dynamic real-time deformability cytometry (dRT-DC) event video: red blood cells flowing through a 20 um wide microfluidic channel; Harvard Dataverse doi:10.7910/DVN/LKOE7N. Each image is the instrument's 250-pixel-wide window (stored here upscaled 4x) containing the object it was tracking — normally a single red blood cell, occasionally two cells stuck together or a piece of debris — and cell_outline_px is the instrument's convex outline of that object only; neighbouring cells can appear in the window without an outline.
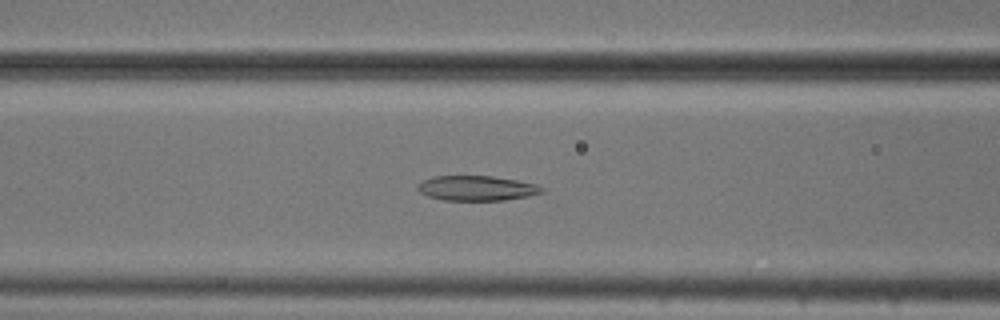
{"species": "common noctule bat (a hibernating species)", "species_latin": "Nyctalus noctula", "temperature_condition": "cold", "stored_images_in_passage": 53, "camera_frame_rate_fps": 3000, "um_per_image_px": 0.085, "animal": {"sex": "male", "body_mass_g": 20.5, "forearm_length_mm": 52.5}, "frame": {"image": 1, "passage_image": 21, "time_ms": 6.667, "image_size_px": [1000, 320], "cell_outline_px": [[544, 192], [528, 196], [504, 200], [444, 200], [428, 196], [420, 192], [416, 188], [424, 180], [432, 176], [492, 176], [516, 180], [536, 184], [544, 188]], "centroid_in_image_um": [40.53, 15.99], "position_along_channel_um": 126.1, "area_um2": 17.92}}
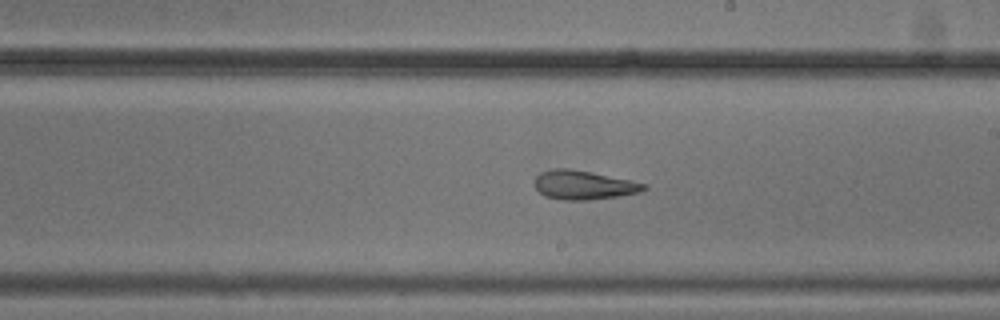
{"frame": {"image": 2, "passage_image": 30, "time_ms": 9.667, "image_size_px": [1000, 320], "cell_outline_px": [[648, 188], [640, 192], [616, 196], [588, 200], [564, 200], [544, 196], [532, 184], [536, 176], [540, 172], [552, 168], [568, 168], [632, 180], [648, 184]], "centroid_in_image_um": [49.58, 15.72], "position_along_channel_um": 239.4, "area_um2": 18.55}}
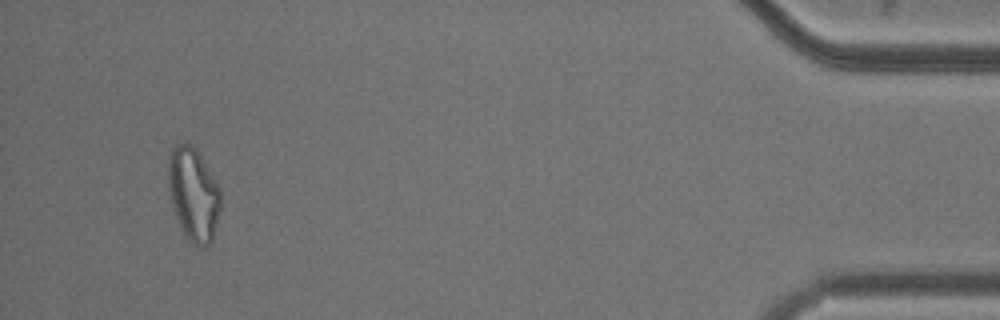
{"frame": {"image": 3, "passage_image": 50, "time_ms": 16.333, "image_size_px": [1000, 320], "cell_outline_px": [[220, 208], [212, 240], [204, 248], [200, 248], [192, 244], [184, 236], [172, 208], [168, 180], [168, 164], [172, 148], [176, 144], [188, 144], [196, 148], [220, 188]], "centroid_in_image_um": [16.43, 16.55], "position_along_channel_um": 418.8, "area_um2": 28.38}, "authors_computed_cell_mechanics": {"area_um2": 22.542, "velocity_mm_per_s": 3.772, "shape_relaxation_time_tau1_ms": null, "shape_relaxation_time_tau2_ms": 3.7672, "deformation_change_tau1": null, "deformation_change_tau2": 0.133}}